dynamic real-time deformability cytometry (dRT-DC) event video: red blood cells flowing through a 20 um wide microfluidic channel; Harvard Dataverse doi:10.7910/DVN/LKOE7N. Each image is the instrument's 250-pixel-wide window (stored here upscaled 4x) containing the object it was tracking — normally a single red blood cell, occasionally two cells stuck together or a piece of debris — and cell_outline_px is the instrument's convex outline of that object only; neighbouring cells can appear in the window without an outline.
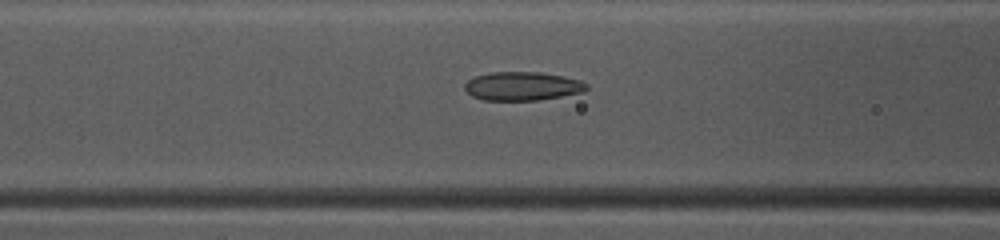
{"species": "common noctule bat (a hibernating species)", "species_latin": "Nyctalus noctula", "temperature_condition": "warm", "stored_images_in_passage": 48, "camera_frame_rate_fps": 3000, "um_per_image_px": 0.085, "animal": {"sex": "female", "body_mass_g": 10.0, "forearm_length_mm": 53.1}, "frame": {"image": 1, "passage_image": 20, "time_ms": 6.333, "image_size_px": [1000, 240], "cell_outline_px": [[588, 88], [584, 92], [536, 100], [484, 100], [472, 96], [464, 88], [464, 84], [468, 80], [476, 76], [492, 72], [540, 72], [564, 76], [580, 80], [588, 84]], "centroid_in_image_um": [44.42, 7.32], "position_along_channel_um": 122.2, "area_um2": 20.29}}
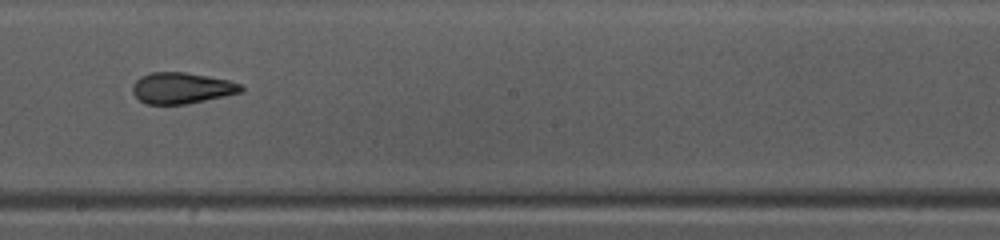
{"frame": {"image": 2, "passage_image": 28, "time_ms": 9.0, "image_size_px": [1000, 240], "cell_outline_px": [[244, 88], [240, 92], [224, 96], [184, 104], [144, 104], [132, 92], [132, 84], [140, 76], [152, 72], [184, 72], [208, 76], [228, 80], [240, 84]], "centroid_in_image_um": [15.4, 7.48], "position_along_channel_um": 232.8, "area_um2": 19.54}}
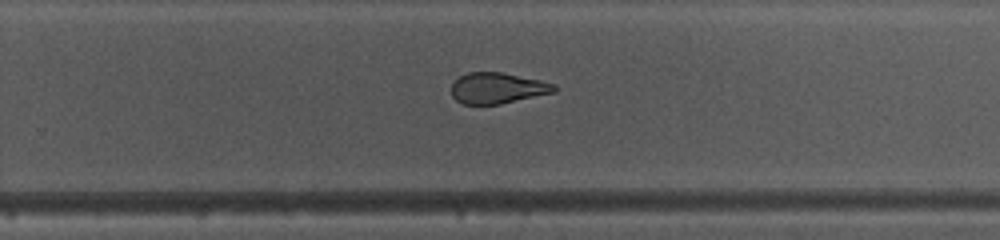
{"frame": {"image": 3, "passage_image": 32, "time_ms": 10.333, "image_size_px": [1000, 240], "cell_outline_px": [[556, 92], [500, 104], [464, 104], [456, 100], [452, 96], [452, 84], [460, 76], [468, 72], [500, 72], [540, 80], [552, 84], [556, 88]], "centroid_in_image_um": [42.27, 7.49], "position_along_channel_um": 287.5, "area_um2": 18.32}, "authors_computed_cell_mechanics": {"area_um2": 21.0103, "velocity_mm_per_s": 4.1374, "shape_relaxation_time_tau1_ms": 6.182, "shape_relaxation_time_tau2_ms": 1.8331, "deformation_change_tau1": 0.2141, "deformation_change_tau2": 0.09}}